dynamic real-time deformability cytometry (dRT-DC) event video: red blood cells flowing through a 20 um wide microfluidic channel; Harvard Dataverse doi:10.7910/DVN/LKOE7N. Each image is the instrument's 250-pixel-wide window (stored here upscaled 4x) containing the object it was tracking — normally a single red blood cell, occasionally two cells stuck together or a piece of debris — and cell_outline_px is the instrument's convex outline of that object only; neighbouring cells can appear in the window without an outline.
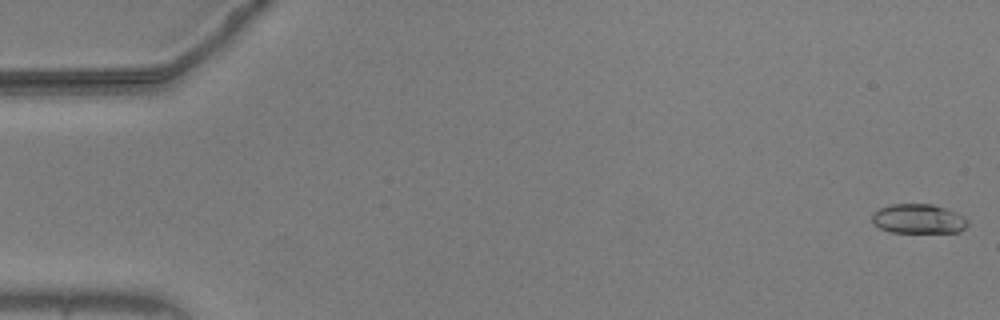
{"species": "common noctule bat (a hibernating species)", "species_latin": "Nyctalus noctula", "temperature_condition": "warm", "stored_images_in_passage": 18, "camera_frame_rate_fps": 3000, "um_per_image_px": 0.085, "animal": {"sex": "male", "body_mass_g": 20.5, "forearm_length_mm": 52.5}, "frame": {"image": 1, "passage_image": 1, "time_ms": 0.0, "image_size_px": [1000, 320], "cell_outline_px": [[968, 224], [960, 232], [892, 232], [880, 228], [872, 220], [872, 212], [880, 208], [892, 204], [932, 204], [956, 212], [964, 216], [968, 220]], "centroid_in_image_um": [78.08, 18.6], "position_along_channel_um": 6.9, "area_um2": 16.36}}
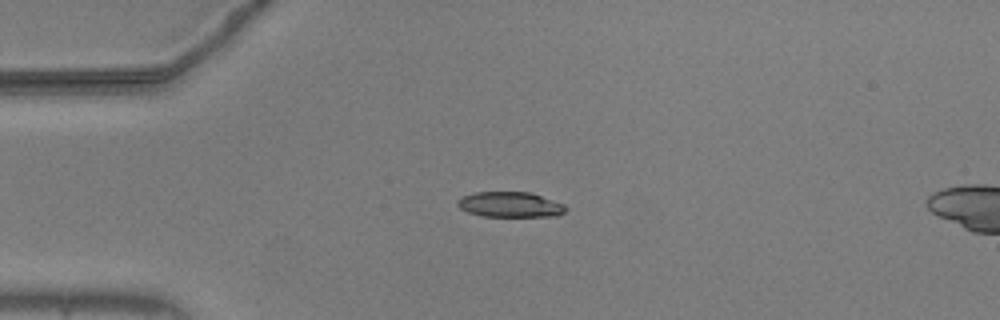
{"frame": {"image": 2, "passage_image": 14, "time_ms": 4.333, "image_size_px": [1000, 320], "cell_outline_px": [[568, 208], [564, 212], [556, 216], [480, 216], [468, 212], [460, 208], [456, 204], [456, 200], [460, 196], [476, 192], [532, 192], [564, 204]], "centroid_in_image_um": [43.34, 17.38], "position_along_channel_um": 41.7, "area_um2": 16.13}}